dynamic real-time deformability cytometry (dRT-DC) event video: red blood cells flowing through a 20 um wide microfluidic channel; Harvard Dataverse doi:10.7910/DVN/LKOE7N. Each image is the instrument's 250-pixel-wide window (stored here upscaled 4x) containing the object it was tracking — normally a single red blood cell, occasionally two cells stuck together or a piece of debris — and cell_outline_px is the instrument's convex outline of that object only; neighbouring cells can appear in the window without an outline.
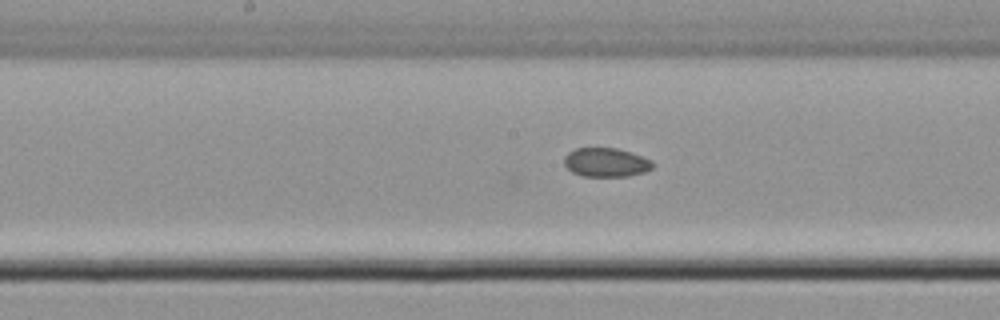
{"species": "common noctule bat (a hibernating species)", "species_latin": "Nyctalus noctula", "temperature_condition": "cold", "stored_images_in_passage": 36, "camera_frame_rate_fps": 3000, "um_per_image_px": 0.085, "animal": {"sex": "male", "body_mass_g": 21.5, "forearm_length_mm": 52.0}, "frame": {"image": 1, "passage_image": 10, "time_ms": 3.0, "image_size_px": [1000, 320], "cell_outline_px": [[652, 168], [644, 172], [628, 176], [584, 176], [572, 172], [564, 164], [564, 156], [568, 152], [576, 148], [616, 148], [652, 160]], "centroid_in_image_um": [51.48, 13.8], "position_along_channel_um": 196.7, "area_um2": 14.74}}